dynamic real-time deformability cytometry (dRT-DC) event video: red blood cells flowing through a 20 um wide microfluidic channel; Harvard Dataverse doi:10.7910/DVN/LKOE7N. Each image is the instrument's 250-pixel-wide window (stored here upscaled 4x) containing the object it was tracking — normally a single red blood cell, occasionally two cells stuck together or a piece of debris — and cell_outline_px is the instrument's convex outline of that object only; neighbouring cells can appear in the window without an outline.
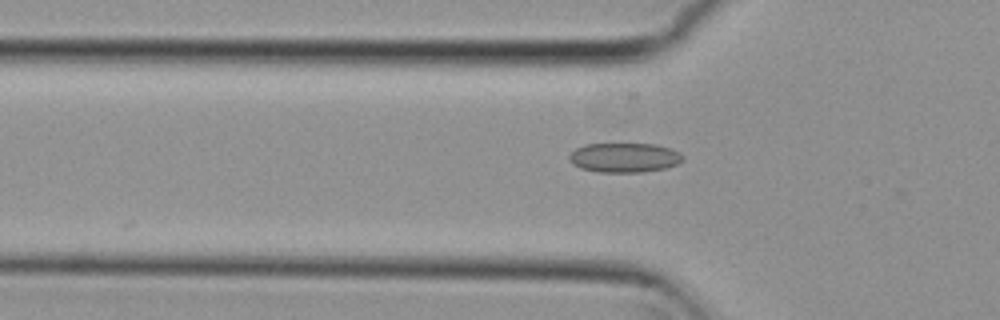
{"species": "common noctule bat (a hibernating species)", "species_latin": "Nyctalus noctula", "temperature_condition": "cold", "stored_images_in_passage": 9, "camera_frame_rate_fps": 3000, "um_per_image_px": 0.085, "animal": {"sex": "female", "body_mass_g": 29.2, "forearm_length_mm": 56.3}, "frame": {"image": 1, "passage_image": 7, "time_ms": 2.0, "image_size_px": [1000, 320], "cell_outline_px": [[684, 160], [676, 164], [664, 168], [644, 172], [596, 172], [580, 168], [572, 164], [568, 160], [568, 156], [576, 148], [584, 144], [656, 144], [680, 152], [684, 156]], "centroid_in_image_um": [53.05, 13.4], "position_along_channel_um": 72.8, "area_um2": 19.65}}